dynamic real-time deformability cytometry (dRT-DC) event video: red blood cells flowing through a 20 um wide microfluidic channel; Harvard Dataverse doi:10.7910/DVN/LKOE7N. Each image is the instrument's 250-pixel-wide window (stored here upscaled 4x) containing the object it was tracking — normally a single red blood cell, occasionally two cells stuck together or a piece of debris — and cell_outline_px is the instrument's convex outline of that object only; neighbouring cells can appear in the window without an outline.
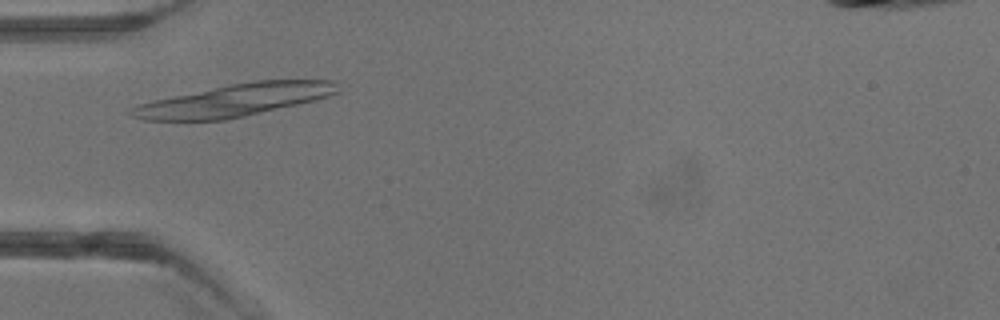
{"species": "common noctule bat (a hibernating species)", "species_latin": "Nyctalus noctula", "temperature_condition": "warm", "stored_images_in_passage": 1, "camera_frame_rate_fps": 3000, "um_per_image_px": 0.085, "animal": {"sex": "male", "body_mass_g": 13.3}, "frame": {"image": 1, "passage_image": 1, "time_ms": 0.0, "image_size_px": [1000, 320], "cell_outline_px": [[340, 92], [328, 96], [296, 104], [244, 116], [224, 120], [148, 120], [132, 116], [124, 112], [140, 104], [152, 100], [232, 84], [256, 80], [336, 80]], "centroid_in_image_um": [19.93, 8.51], "position_along_channel_um": 65.1, "area_um2": 38.32}}